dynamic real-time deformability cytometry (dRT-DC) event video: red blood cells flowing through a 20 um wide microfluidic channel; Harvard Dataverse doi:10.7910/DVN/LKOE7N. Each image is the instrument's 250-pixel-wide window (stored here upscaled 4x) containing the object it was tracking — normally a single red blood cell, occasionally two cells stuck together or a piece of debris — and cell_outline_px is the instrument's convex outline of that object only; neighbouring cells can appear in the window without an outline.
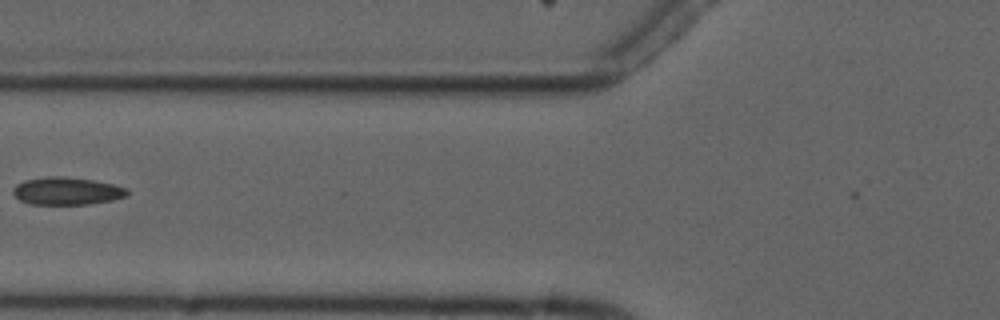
{"species": "common noctule bat (a hibernating species)", "species_latin": "Nyctalus noctula", "temperature_condition": "cold", "stored_images_in_passage": 3, "camera_frame_rate_fps": 3000, "um_per_image_px": 0.085, "animal": {"sex": "male", "forearm_length_mm": 52.5}, "frame": {"image": 1, "passage_image": 3, "time_ms": 2.0, "image_size_px": [1000, 320], "cell_outline_px": [[128, 196], [112, 200], [88, 204], [28, 204], [20, 200], [12, 192], [12, 188], [16, 184], [24, 180], [52, 176], [64, 176], [96, 180], [128, 188]], "centroid_in_image_um": [5.69, 16.23], "position_along_channel_um": 120.1, "area_um2": 18.5}}